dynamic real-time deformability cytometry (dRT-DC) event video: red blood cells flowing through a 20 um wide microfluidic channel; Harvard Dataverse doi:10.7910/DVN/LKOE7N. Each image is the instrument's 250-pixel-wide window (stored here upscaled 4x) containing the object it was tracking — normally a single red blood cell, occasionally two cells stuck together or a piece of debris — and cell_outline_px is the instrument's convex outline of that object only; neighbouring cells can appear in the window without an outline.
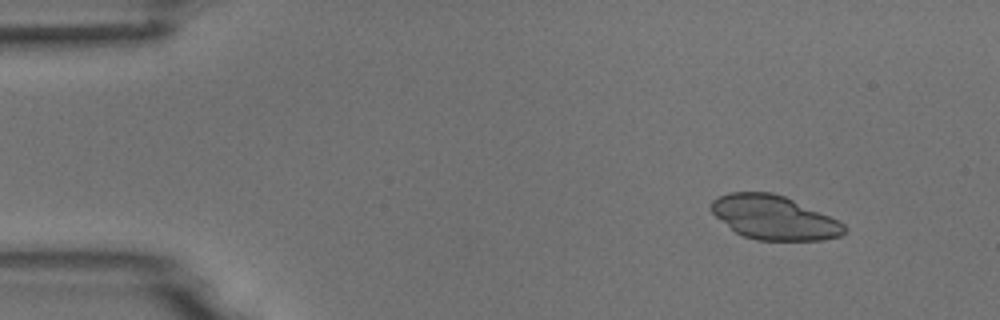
{"species": "common noctule bat (a hibernating species)", "species_latin": "Nyctalus noctula", "temperature_condition": "room temperature", "stored_images_in_passage": 5, "camera_frame_rate_fps": 3000, "um_per_image_px": 0.085, "animal": {"sex": "male", "body_mass_g": 18.8}, "frame": {"image": 1, "passage_image": 2, "time_ms": 1.0, "image_size_px": [1000, 320], "cell_outline_px": [[848, 228], [840, 236], [824, 240], [756, 240], [744, 236], [736, 232], [716, 216], [712, 212], [712, 200], [728, 192], [772, 192], [784, 196], [828, 216], [844, 224]], "centroid_in_image_um": [65.79, 18.5], "position_along_channel_um": 19.2, "area_um2": 33.58}}